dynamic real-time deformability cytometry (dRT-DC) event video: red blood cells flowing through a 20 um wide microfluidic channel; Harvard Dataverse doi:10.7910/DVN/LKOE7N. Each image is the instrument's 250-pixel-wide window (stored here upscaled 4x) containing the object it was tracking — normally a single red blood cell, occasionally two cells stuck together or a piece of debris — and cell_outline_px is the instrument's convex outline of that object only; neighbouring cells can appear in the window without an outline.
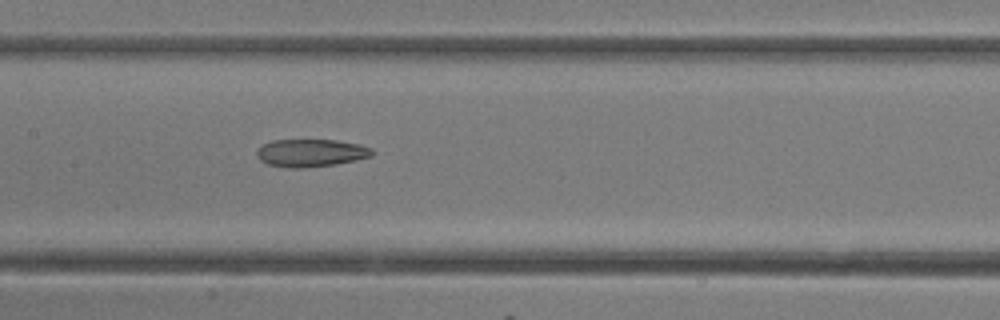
{"species": "common noctule bat (a hibernating species)", "species_latin": "Nyctalus noctula", "temperature_condition": "room temperature", "stored_images_in_passage": 15, "camera_frame_rate_fps": 3000, "um_per_image_px": 0.085, "animal": {"sex": "female"}, "frame": {"image": 1, "passage_image": 15, "time_ms": 4.667, "image_size_px": [1000, 320], "cell_outline_px": [[372, 156], [356, 160], [336, 164], [304, 168], [288, 168], [268, 164], [260, 160], [256, 156], [256, 152], [264, 144], [272, 140], [336, 140], [360, 144], [372, 148]], "centroid_in_image_um": [26.43, 13.0], "position_along_channel_um": 181.0, "area_um2": 18.61}}